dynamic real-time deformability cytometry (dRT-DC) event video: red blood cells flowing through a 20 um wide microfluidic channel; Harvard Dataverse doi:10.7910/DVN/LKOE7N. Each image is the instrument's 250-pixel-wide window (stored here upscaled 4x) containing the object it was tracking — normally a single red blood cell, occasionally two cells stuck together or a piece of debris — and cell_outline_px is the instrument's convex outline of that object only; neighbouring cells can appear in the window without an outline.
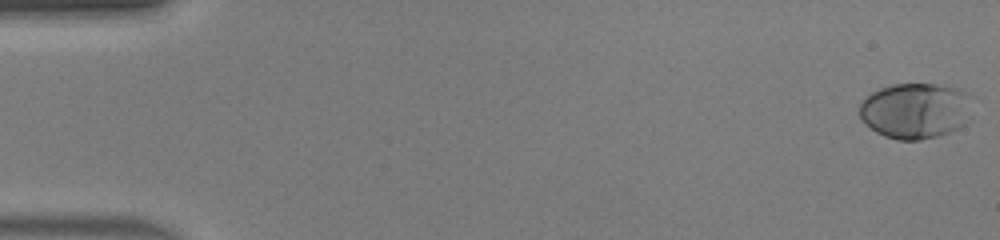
{"species": "human", "species_latin": "Homo sapiens", "temperature_condition": "warm", "stored_images_in_passage": 50, "camera_frame_rate_fps": 3000, "um_per_image_px": 0.085, "donor": {"sex": "male"}, "frame": {"image": 1, "passage_image": 1, "time_ms": 0.0, "image_size_px": [1000, 240], "cell_outline_px": [[972, 96], [964, 124], [960, 128], [936, 136], [920, 140], [896, 140], [884, 136], [876, 132], [860, 116], [860, 104], [872, 92], [880, 88], [892, 84], [936, 84], [960, 88], [972, 92]], "centroid_in_image_um": [77.84, 9.39], "position_along_channel_um": 7.2, "area_um2": 36.59}}
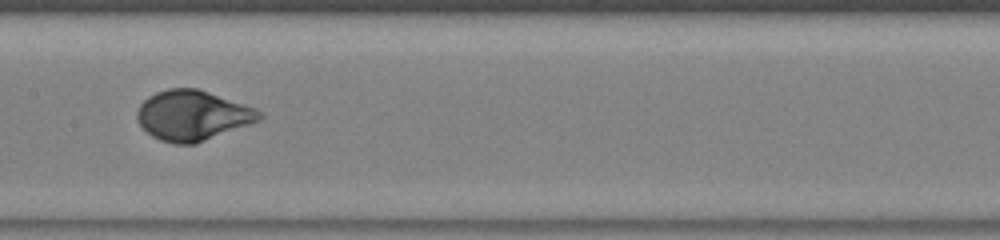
{"frame": {"image": 2, "passage_image": 26, "time_ms": 8.333, "image_size_px": [1000, 240], "cell_outline_px": [[264, 116], [260, 120], [196, 144], [176, 144], [160, 140], [152, 136], [136, 120], [136, 112], [140, 104], [148, 96], [156, 92], [168, 88], [196, 88], [256, 108]], "centroid_in_image_um": [16.35, 9.81], "position_along_channel_um": 191.1, "area_um2": 35.55}}
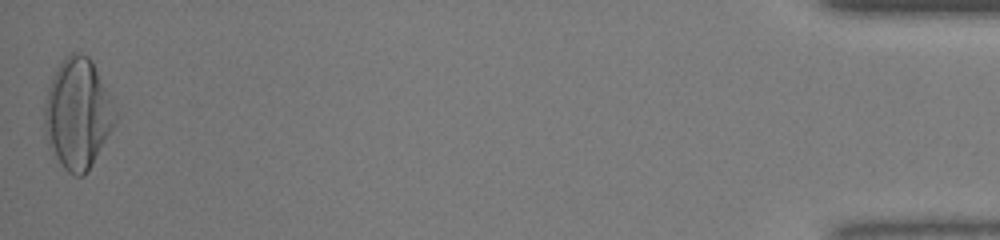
{"frame": {"image": 3, "passage_image": 50, "time_ms": 16.333, "image_size_px": [1000, 240], "cell_outline_px": [[116, 124], [92, 164], [84, 176], [76, 176], [68, 172], [60, 164], [48, 144], [44, 132], [44, 104], [48, 88], [52, 76], [60, 64], [72, 52], [76, 52], [88, 56], [92, 60], [116, 112]], "centroid_in_image_um": [6.59, 9.69], "position_along_channel_um": 428.6, "area_um2": 45.08}, "authors_computed_cell_mechanics": {"area_um2": 35.0557, "velocity_mm_per_s": 4.138, "shape_relaxation_time_tau1_ms": 2.7458, "shape_relaxation_time_tau2_ms": null, "deformation_change_tau1": 0.1859, "deformation_change_tau2": null}}